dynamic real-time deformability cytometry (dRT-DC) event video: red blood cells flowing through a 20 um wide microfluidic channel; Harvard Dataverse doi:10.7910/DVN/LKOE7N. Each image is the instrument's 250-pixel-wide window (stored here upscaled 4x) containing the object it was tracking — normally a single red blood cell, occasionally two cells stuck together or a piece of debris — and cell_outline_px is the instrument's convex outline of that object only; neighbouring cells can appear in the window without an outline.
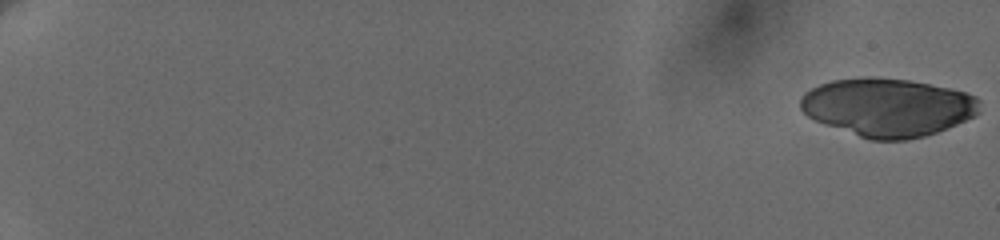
{"species": "human", "species_latin": "Homo sapiens", "temperature_condition": "cold", "stored_images_in_passage": 50, "camera_frame_rate_fps": 3000, "um_per_image_px": 0.085, "donor": {"sex": "female"}, "frame": {"image": 1, "passage_image": 1, "time_ms": 0.0, "image_size_px": [1000, 240], "cell_outline_px": [[980, 112], [976, 116], [948, 128], [924, 136], [908, 140], [872, 140], [824, 124], [808, 116], [800, 108], [800, 96], [804, 92], [820, 84], [832, 80], [864, 76], [872, 76], [908, 80], [948, 88], [964, 92], [976, 96], [980, 100]], "centroid_in_image_um": [75.46, 9.11], "position_along_channel_um": 9.5, "area_um2": 60.98}}
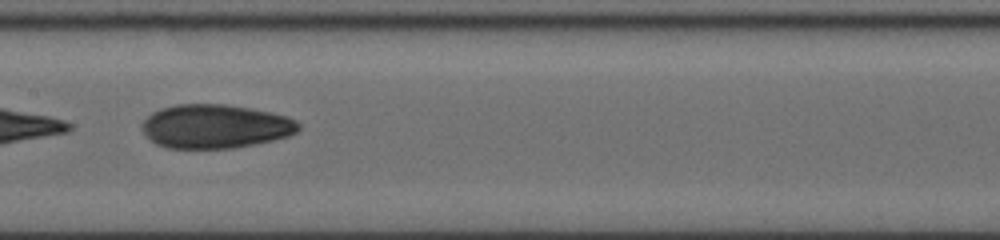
{"frame": {"image": 2, "passage_image": 30, "time_ms": 11.333, "image_size_px": [1000, 240], "cell_outline_px": [[300, 128], [296, 132], [288, 136], [272, 140], [232, 148], [168, 148], [156, 144], [144, 132], [140, 124], [152, 112], [160, 108], [176, 104], [224, 104], [252, 108], [272, 112], [288, 116], [296, 120], [300, 124]], "centroid_in_image_um": [18.31, 10.72], "position_along_channel_um": 189.1, "area_um2": 40.06}}
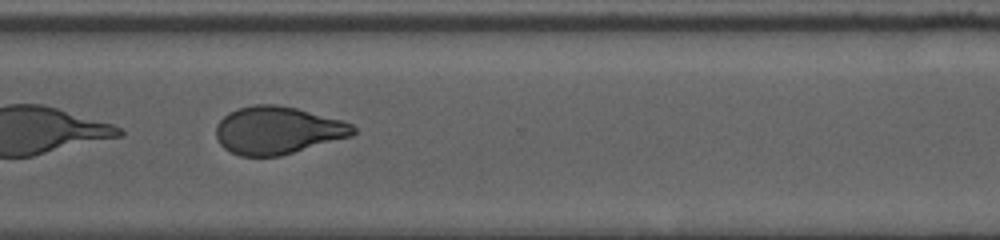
{"frame": {"image": 3, "passage_image": 41, "time_ms": 15.667, "image_size_px": [1000, 240], "cell_outline_px": [[356, 132], [352, 136], [280, 156], [240, 156], [224, 148], [220, 144], [216, 136], [216, 124], [228, 112], [240, 108], [256, 104], [276, 104], [296, 108], [340, 120], [352, 124], [356, 128]], "centroid_in_image_um": [23.58, 11.08], "position_along_channel_um": 347.0, "area_um2": 37.92}, "authors_computed_cell_mechanics": {"area_um2": 41.3848, "velocity_mm_per_s": 3.6629, "shape_relaxation_time_tau1_ms": 6.8541, "shape_relaxation_time_tau2_ms": 3.0143, "deformation_change_tau1": 0.1759, "deformation_change_tau2": 0.0813}}